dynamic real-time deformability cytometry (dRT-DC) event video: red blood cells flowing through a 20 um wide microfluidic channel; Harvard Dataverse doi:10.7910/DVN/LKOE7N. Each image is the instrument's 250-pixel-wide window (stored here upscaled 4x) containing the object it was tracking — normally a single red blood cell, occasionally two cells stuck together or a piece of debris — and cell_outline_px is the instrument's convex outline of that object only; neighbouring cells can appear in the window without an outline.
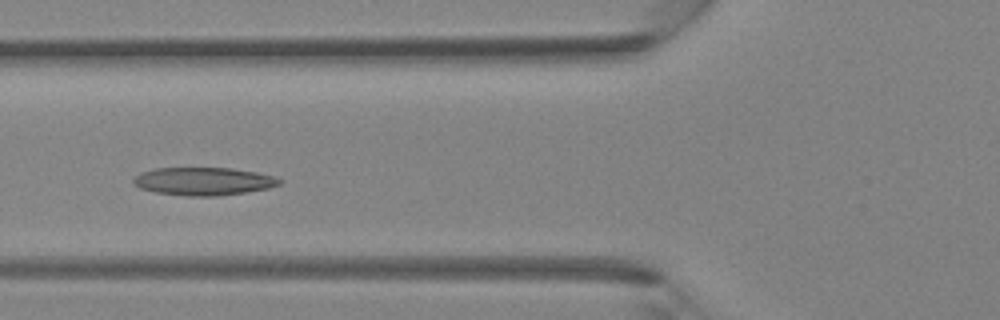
{"species": "Egyptian fruit bat (a non-hibernating species)", "species_latin": "Rousettus aegyptiacus", "temperature_condition": "room temperature", "stored_images_in_passage": 31, "camera_frame_rate_fps": 3000, "um_per_image_px": 0.085, "animal": {"sex": "female"}, "frame": {"image": 1, "passage_image": 6, "time_ms": 1.667, "image_size_px": [1000, 320], "cell_outline_px": [[284, 180], [280, 184], [268, 188], [244, 192], [216, 196], [188, 196], [156, 192], [140, 188], [132, 184], [132, 180], [140, 172], [156, 168], [232, 168], [256, 172], [276, 176]], "centroid_in_image_um": [17.3, 15.4], "position_along_channel_um": 108.5, "area_um2": 23.81}}
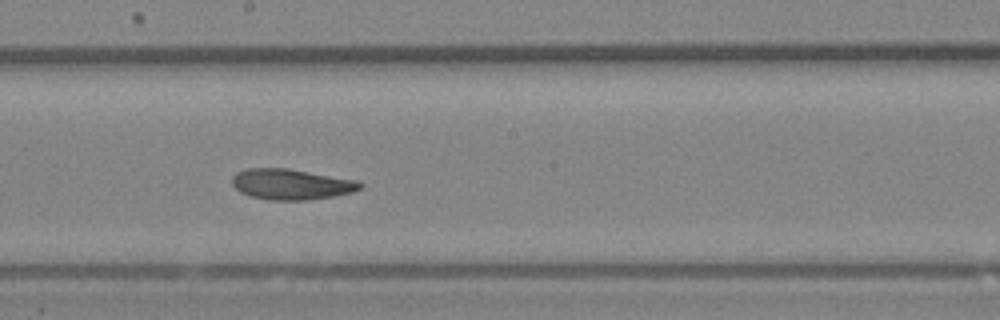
{"frame": {"image": 2, "passage_image": 13, "time_ms": 4.0, "image_size_px": [1000, 320], "cell_outline_px": [[364, 184], [360, 188], [352, 192], [332, 196], [308, 200], [268, 200], [248, 196], [240, 192], [232, 184], [232, 176], [236, 172], [244, 168], [288, 168], [360, 180]], "centroid_in_image_um": [24.74, 15.65], "position_along_channel_um": 223.5, "area_um2": 23.18}}
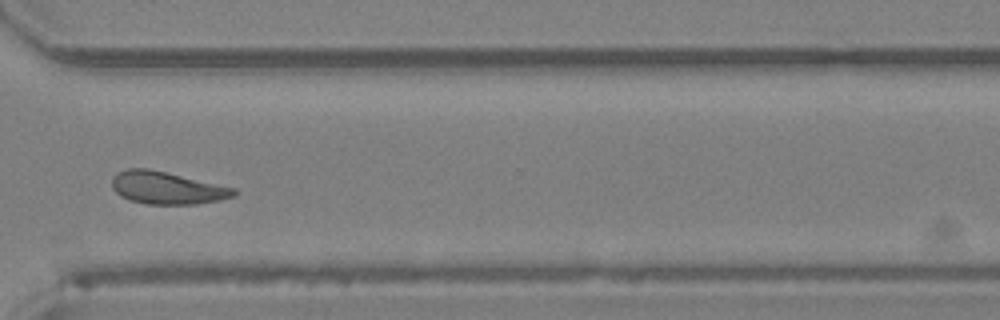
{"frame": {"image": 3, "passage_image": 21, "time_ms": 6.667, "image_size_px": [1000, 320], "cell_outline_px": [[236, 196], [220, 200], [196, 204], [148, 204], [132, 200], [120, 196], [112, 188], [112, 176], [116, 172], [128, 168], [148, 168], [236, 188]], "centroid_in_image_um": [14.18, 15.96], "position_along_channel_um": 356.4, "area_um2": 23.06}}